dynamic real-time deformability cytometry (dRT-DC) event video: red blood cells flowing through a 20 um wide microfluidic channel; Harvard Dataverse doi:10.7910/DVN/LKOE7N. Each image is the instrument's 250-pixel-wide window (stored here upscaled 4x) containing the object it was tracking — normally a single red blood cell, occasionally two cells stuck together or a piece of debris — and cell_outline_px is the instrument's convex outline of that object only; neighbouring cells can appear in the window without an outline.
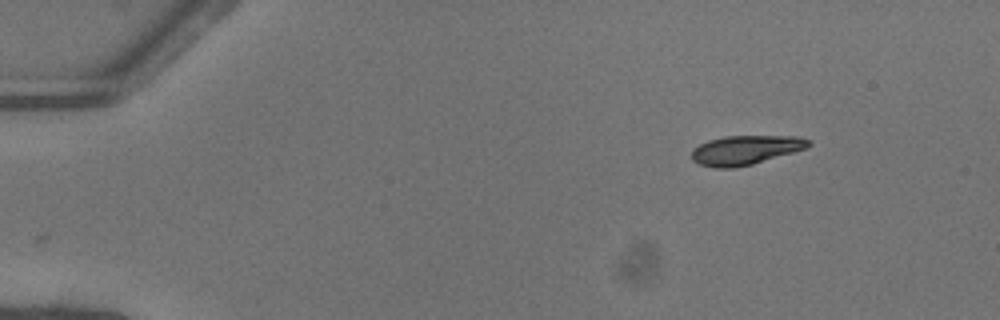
{"species": "common noctule bat (a hibernating species)", "species_latin": "Nyctalus noctula", "temperature_condition": "warm", "stored_images_in_passage": 8, "camera_frame_rate_fps": 3000, "um_per_image_px": 0.085, "animal": {"sex": "female"}, "frame": {"image": 1, "passage_image": 1, "time_ms": 0.0, "image_size_px": [1000, 320], "cell_outline_px": [[812, 144], [808, 148], [752, 164], [732, 168], [716, 168], [700, 164], [692, 160], [692, 148], [708, 140], [724, 136], [796, 136], [812, 140]], "centroid_in_image_um": [63.39, 12.74], "position_along_channel_um": 21.6, "area_um2": 20.0}}